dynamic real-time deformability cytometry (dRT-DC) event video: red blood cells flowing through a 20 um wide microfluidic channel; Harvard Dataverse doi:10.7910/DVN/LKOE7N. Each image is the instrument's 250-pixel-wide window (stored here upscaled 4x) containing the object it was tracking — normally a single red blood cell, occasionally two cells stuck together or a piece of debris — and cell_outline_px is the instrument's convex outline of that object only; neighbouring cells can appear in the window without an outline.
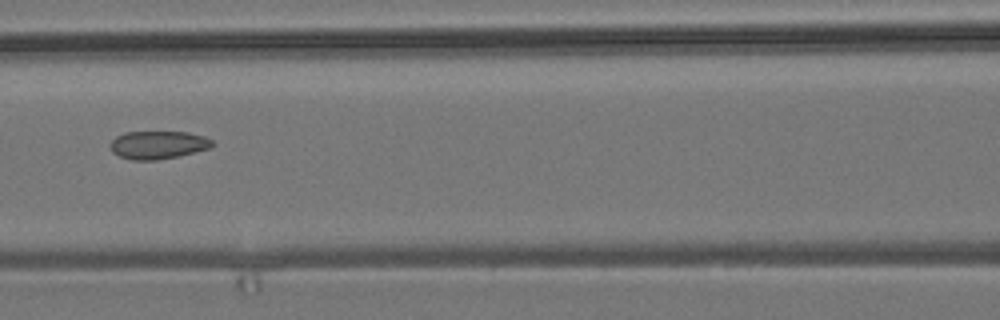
{"species": "common noctule bat (a hibernating species)", "species_latin": "Nyctalus noctula", "temperature_condition": "room temperature", "stored_images_in_passage": 7, "camera_frame_rate_fps": 3000, "um_per_image_px": 0.085, "animal": {"sex": "male", "body_mass_g": 19.2, "forearm_length_mm": 51.8}, "frame": {"image": 1, "passage_image": 7, "time_ms": 2.0, "image_size_px": [1000, 320], "cell_outline_px": [[216, 144], [208, 148], [176, 156], [156, 160], [132, 160], [120, 156], [112, 152], [108, 144], [116, 136], [124, 132], [188, 132], [204, 136], [212, 140]], "centroid_in_image_um": [13.39, 12.3], "position_along_channel_um": 153.2, "area_um2": 16.59}}